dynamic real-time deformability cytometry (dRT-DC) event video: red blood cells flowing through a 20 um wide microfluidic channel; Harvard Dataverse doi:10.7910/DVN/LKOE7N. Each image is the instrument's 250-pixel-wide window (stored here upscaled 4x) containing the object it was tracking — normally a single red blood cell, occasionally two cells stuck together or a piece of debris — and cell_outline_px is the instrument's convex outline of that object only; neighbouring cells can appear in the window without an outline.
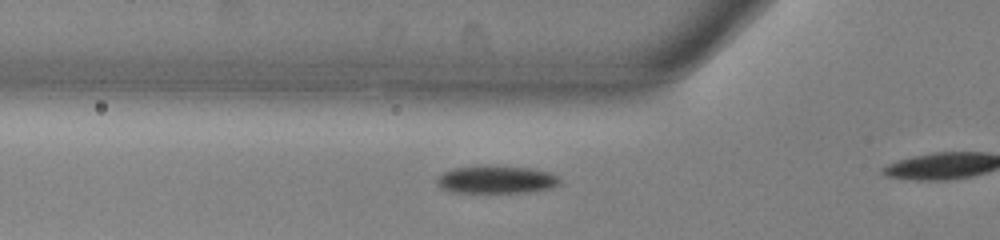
{"species": "common noctule bat (a hibernating species)", "species_latin": "Nyctalus noctula", "temperature_condition": "warm", "stored_images_in_passage": 13, "camera_frame_rate_fps": 3000, "um_per_image_px": 0.085, "animal": {"sex": "male", "body_mass_g": 13.0, "forearm_length_mm": 53.1}, "frame": {"image": 1, "passage_image": 11, "time_ms": 3.333, "image_size_px": [1000, 240], "cell_outline_px": [[560, 184], [552, 188], [532, 192], [448, 192], [440, 188], [436, 184], [436, 176], [452, 168], [528, 168], [552, 172], [560, 176]], "centroid_in_image_um": [42.21, 15.31], "position_along_channel_um": 83.6, "area_um2": 19.42}}